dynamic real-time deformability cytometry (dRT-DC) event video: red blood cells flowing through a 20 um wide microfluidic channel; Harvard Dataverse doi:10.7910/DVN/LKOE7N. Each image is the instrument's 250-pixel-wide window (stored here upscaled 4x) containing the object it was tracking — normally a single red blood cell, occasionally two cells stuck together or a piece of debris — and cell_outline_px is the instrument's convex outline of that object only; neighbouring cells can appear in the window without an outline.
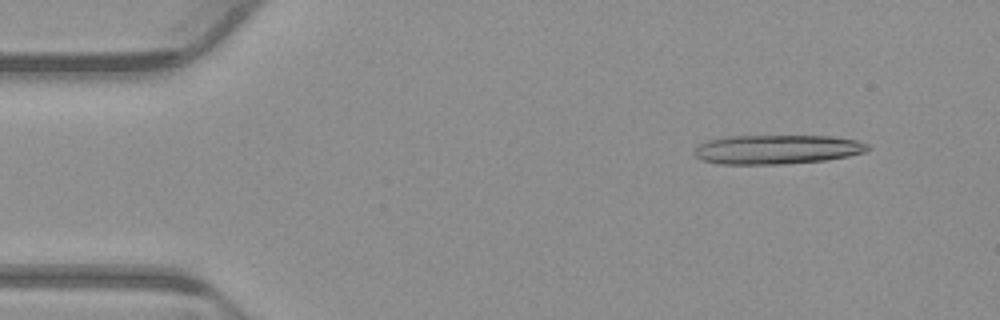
{"species": "common noctule bat (a hibernating species)", "species_latin": "Nyctalus noctula", "temperature_condition": "warm", "stored_images_in_passage": 17, "camera_frame_rate_fps": 3000, "um_per_image_px": 0.085, "animal": {"sex": "male", "body_mass_g": 23.1, "forearm_length_mm": 52.7}, "frame": {"image": 1, "passage_image": 5, "time_ms": 1.333, "image_size_px": [1000, 320], "cell_outline_px": [[872, 148], [864, 152], [848, 156], [824, 160], [784, 164], [720, 164], [700, 160], [696, 156], [696, 148], [700, 144], [708, 140], [728, 136], [832, 136], [856, 140], [868, 144]], "centroid_in_image_um": [66.06, 12.7], "position_along_channel_um": 18.9, "area_um2": 29.48}}